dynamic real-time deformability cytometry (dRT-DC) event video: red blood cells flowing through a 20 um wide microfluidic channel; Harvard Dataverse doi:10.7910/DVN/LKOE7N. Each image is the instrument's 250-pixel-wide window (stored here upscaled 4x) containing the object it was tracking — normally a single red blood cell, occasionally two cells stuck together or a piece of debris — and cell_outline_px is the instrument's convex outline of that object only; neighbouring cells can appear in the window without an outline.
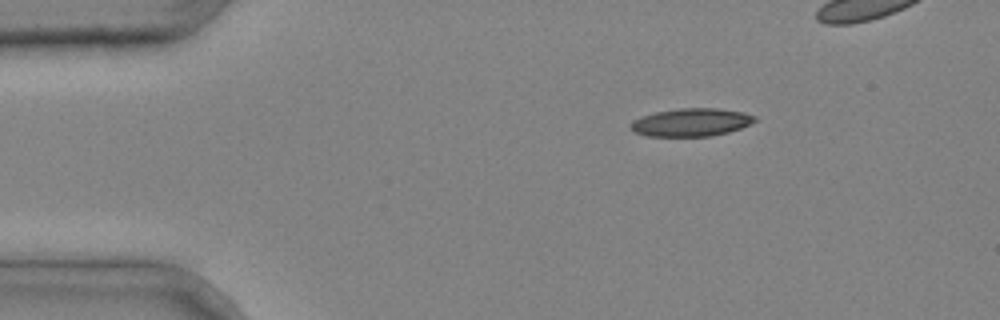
{"species": "common noctule bat (a hibernating species)", "species_latin": "Nyctalus noctula", "temperature_condition": "cold", "stored_images_in_passage": 33, "camera_frame_rate_fps": 3000, "um_per_image_px": 0.085, "animal": {"sex": "male", "body_mass_g": 20.4}, "frame": {"image": 1, "passage_image": 1, "time_ms": 0.0, "image_size_px": [1000, 320], "cell_outline_px": [[756, 120], [740, 128], [728, 132], [708, 136], [648, 136], [636, 132], [628, 128], [628, 124], [632, 120], [656, 112], [680, 108], [720, 108], [744, 112], [756, 116]], "centroid_in_image_um": [58.73, 10.39], "position_along_channel_um": 26.3, "area_um2": 20.17}}
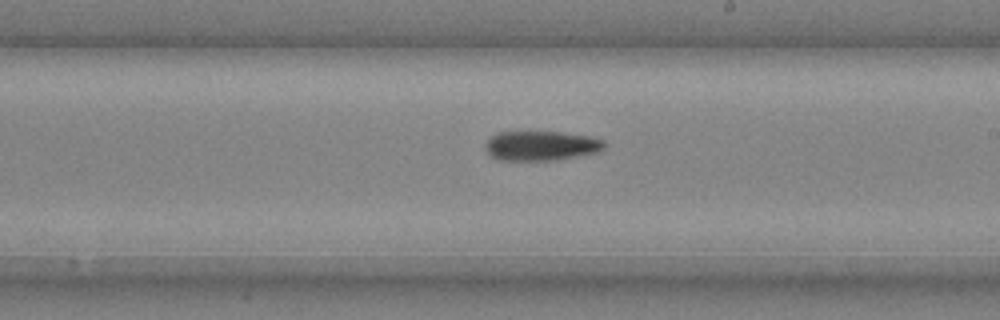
{"frame": {"image": 2, "passage_image": 19, "time_ms": 6.0, "image_size_px": [1000, 320], "cell_outline_px": [[604, 148], [596, 152], [556, 160], [496, 160], [484, 148], [484, 144], [492, 136], [500, 132], [560, 132], [588, 136], [604, 140]], "centroid_in_image_um": [45.96, 12.39], "position_along_channel_um": 243.0, "area_um2": 20.35}}
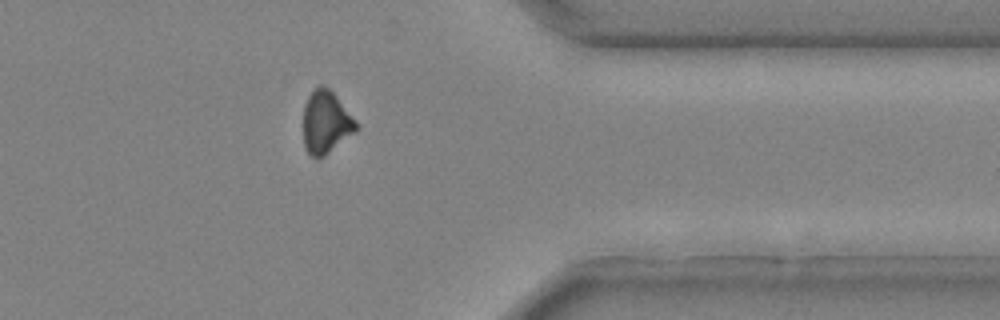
{"frame": {"image": 3, "passage_image": 29, "time_ms": 9.333, "image_size_px": [1000, 320], "cell_outline_px": [[360, 128], [356, 132], [324, 156], [316, 160], [304, 148], [304, 104], [308, 96], [320, 84], [324, 84], [336, 96], [356, 120]], "centroid_in_image_um": [27.72, 10.41], "position_along_channel_um": 383.7, "area_um2": 19.42}}